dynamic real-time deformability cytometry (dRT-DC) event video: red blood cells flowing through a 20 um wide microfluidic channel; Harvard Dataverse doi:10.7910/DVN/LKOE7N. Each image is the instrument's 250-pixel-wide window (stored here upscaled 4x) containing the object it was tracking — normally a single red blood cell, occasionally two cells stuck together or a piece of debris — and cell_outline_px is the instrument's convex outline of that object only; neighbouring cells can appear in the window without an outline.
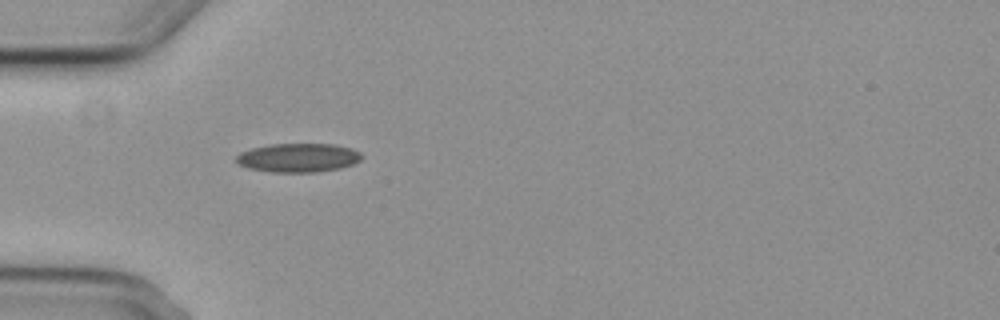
{"species": "common noctule bat (a hibernating species)", "species_latin": "Nyctalus noctula", "temperature_condition": "cold", "stored_images_in_passage": 2, "camera_frame_rate_fps": 3000, "um_per_image_px": 0.085, "animal": {"sex": "female", "body_mass_g": 29.2, "forearm_length_mm": 56.3}, "frame": {"image": 1, "passage_image": 1, "time_ms": 0.0, "image_size_px": [1000, 320], "cell_outline_px": [[360, 160], [352, 164], [340, 168], [316, 172], [272, 172], [248, 168], [240, 164], [236, 160], [236, 156], [240, 152], [252, 148], [272, 144], [336, 144], [352, 148], [360, 152]], "centroid_in_image_um": [25.35, 13.4], "position_along_channel_um": 59.7, "area_um2": 20.98}}
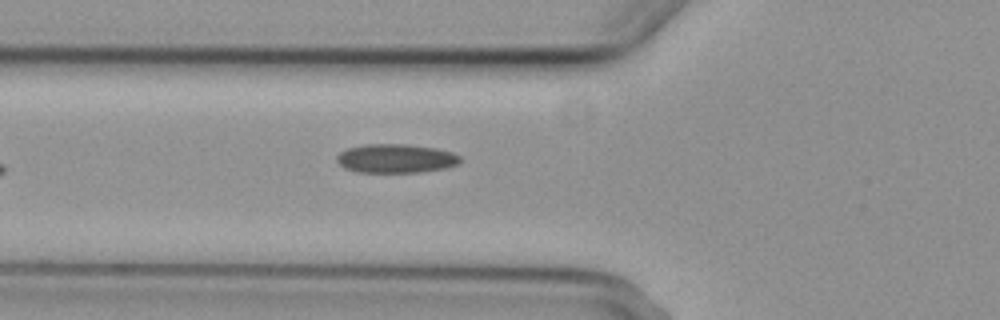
{"frame": {"image": 2, "passage_image": 2, "time_ms": 1.0, "image_size_px": [1000, 320], "cell_outline_px": [[460, 160], [456, 164], [448, 168], [420, 172], [356, 172], [344, 168], [336, 160], [336, 156], [340, 152], [348, 148], [364, 144], [404, 144], [436, 148], [452, 152], [460, 156]], "centroid_in_image_um": [33.63, 13.47], "position_along_channel_um": 92.2, "area_um2": 20.81}}